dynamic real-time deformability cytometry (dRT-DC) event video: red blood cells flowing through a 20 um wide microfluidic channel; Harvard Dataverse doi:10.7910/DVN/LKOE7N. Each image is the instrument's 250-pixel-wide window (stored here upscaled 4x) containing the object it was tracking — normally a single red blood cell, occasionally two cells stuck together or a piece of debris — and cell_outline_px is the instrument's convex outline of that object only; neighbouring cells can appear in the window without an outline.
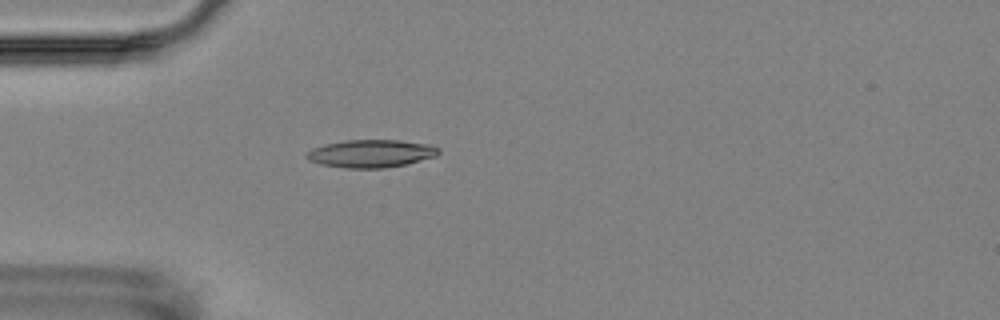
{"species": "Egyptian fruit bat (a non-hibernating species)", "species_latin": "Rousettus aegyptiacus", "temperature_condition": "room temperature", "stored_images_in_passage": 5, "camera_frame_rate_fps": 3000, "um_per_image_px": 0.085, "animal": {"sex": "female"}, "frame": {"image": 1, "passage_image": 5, "time_ms": 4.667, "image_size_px": [1000, 320], "cell_outline_px": [[440, 152], [436, 156], [408, 164], [384, 168], [344, 168], [320, 164], [308, 160], [304, 156], [312, 148], [324, 144], [344, 140], [400, 140], [432, 144], [440, 148]], "centroid_in_image_um": [31.56, 13.05], "position_along_channel_um": 53.4, "area_um2": 21.68}}